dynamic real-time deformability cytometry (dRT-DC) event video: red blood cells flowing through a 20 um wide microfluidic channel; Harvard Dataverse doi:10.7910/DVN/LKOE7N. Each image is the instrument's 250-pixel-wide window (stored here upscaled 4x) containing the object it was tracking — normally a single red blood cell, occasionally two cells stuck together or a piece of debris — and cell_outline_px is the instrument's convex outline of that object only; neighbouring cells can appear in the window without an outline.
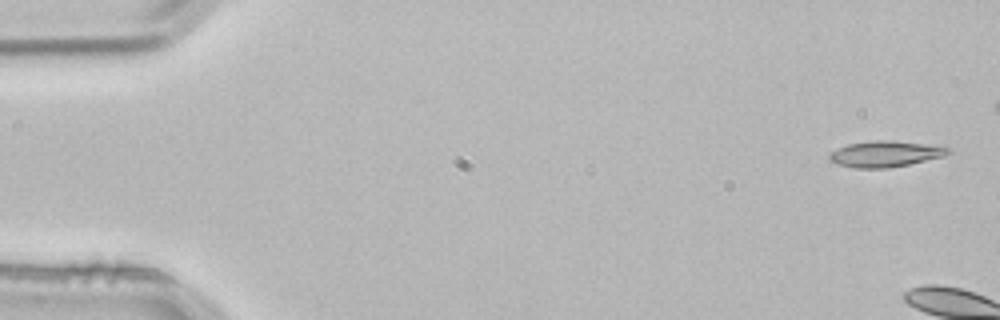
{"species": "common noctule bat (a hibernating species)", "species_latin": "Nyctalus noctula", "temperature_condition": "room temperature", "stored_images_in_passage": 2, "camera_frame_rate_fps": 3000, "um_per_image_px": 0.085, "animal": {"sex": "male", "body_mass_g": 21.5, "forearm_length_mm": 52.0}, "frame": {"image": 1, "passage_image": 2, "time_ms": 0.333, "image_size_px": [1000, 320], "cell_outline_px": [[952, 152], [944, 156], [908, 164], [888, 168], [856, 168], [840, 164], [828, 160], [828, 156], [836, 148], [848, 144], [872, 140], [892, 140], [924, 144], [952, 148]], "centroid_in_image_um": [75.25, 13.07], "position_along_channel_um": 9.8, "area_um2": 17.92}}